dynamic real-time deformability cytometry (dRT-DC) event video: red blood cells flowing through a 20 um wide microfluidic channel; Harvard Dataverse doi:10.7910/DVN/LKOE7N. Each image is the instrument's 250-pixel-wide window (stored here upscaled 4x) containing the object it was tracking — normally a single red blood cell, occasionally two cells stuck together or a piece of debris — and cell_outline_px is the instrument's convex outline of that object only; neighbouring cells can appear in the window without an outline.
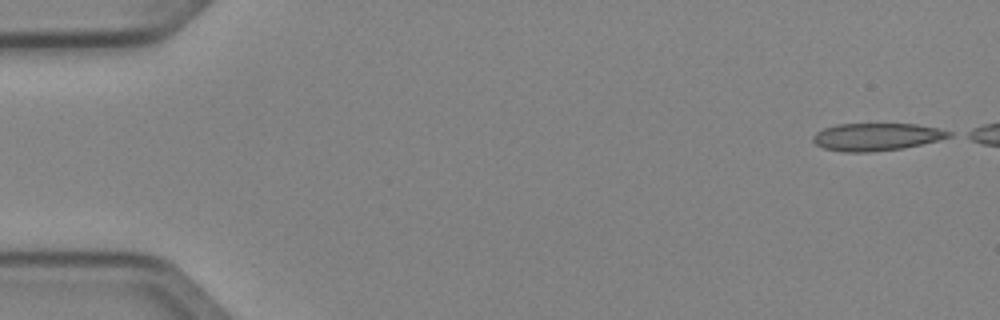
{"species": "Egyptian fruit bat (a non-hibernating species)", "species_latin": "Rousettus aegyptiacus", "temperature_condition": "cold", "stored_images_in_passage": 44, "camera_frame_rate_fps": 3000, "um_per_image_px": 0.085, "animal": {"sex": "female"}, "frame": {"image": 1, "passage_image": 1, "time_ms": 0.0, "image_size_px": [1000, 320], "cell_outline_px": [[952, 136], [904, 148], [872, 152], [844, 152], [824, 148], [816, 144], [812, 140], [812, 136], [816, 132], [824, 128], [836, 124], [916, 124], [936, 128], [952, 132]], "centroid_in_image_um": [74.45, 11.63], "position_along_channel_um": 10.5, "area_um2": 21.68}}
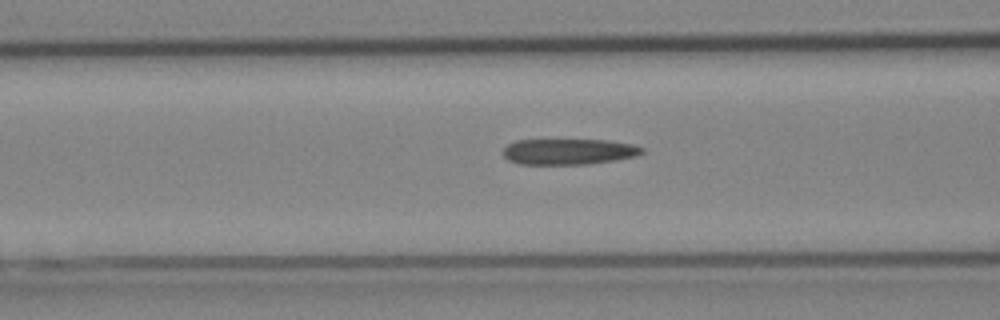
{"frame": {"image": 2, "passage_image": 19, "time_ms": 6.0, "image_size_px": [1000, 320], "cell_outline_px": [[644, 152], [636, 156], [616, 160], [588, 164], [520, 164], [508, 160], [504, 156], [504, 148], [508, 144], [516, 140], [608, 140], [632, 144], [644, 148]], "centroid_in_image_um": [48.36, 12.89], "position_along_channel_um": 118.2, "area_um2": 20.92}}
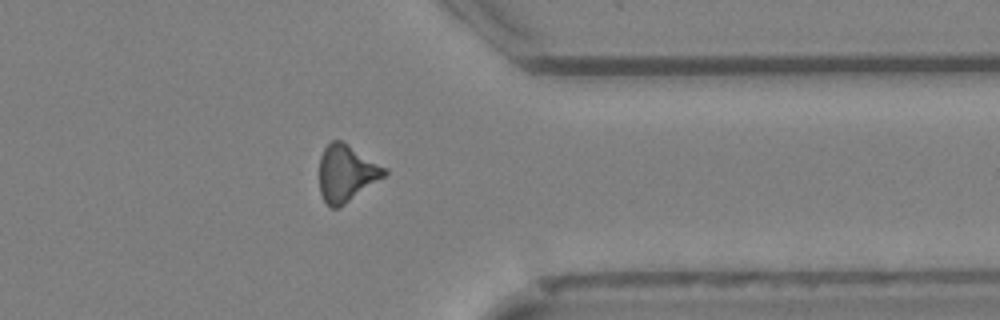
{"frame": {"image": 3, "passage_image": 39, "time_ms": 12.667, "image_size_px": [1000, 320], "cell_outline_px": [[388, 172], [384, 176], [340, 208], [332, 208], [324, 200], [320, 192], [320, 156], [324, 148], [332, 140], [340, 140], [348, 144], [388, 168]], "centroid_in_image_um": [29.45, 14.72], "position_along_channel_um": 381.9, "area_um2": 21.44}}